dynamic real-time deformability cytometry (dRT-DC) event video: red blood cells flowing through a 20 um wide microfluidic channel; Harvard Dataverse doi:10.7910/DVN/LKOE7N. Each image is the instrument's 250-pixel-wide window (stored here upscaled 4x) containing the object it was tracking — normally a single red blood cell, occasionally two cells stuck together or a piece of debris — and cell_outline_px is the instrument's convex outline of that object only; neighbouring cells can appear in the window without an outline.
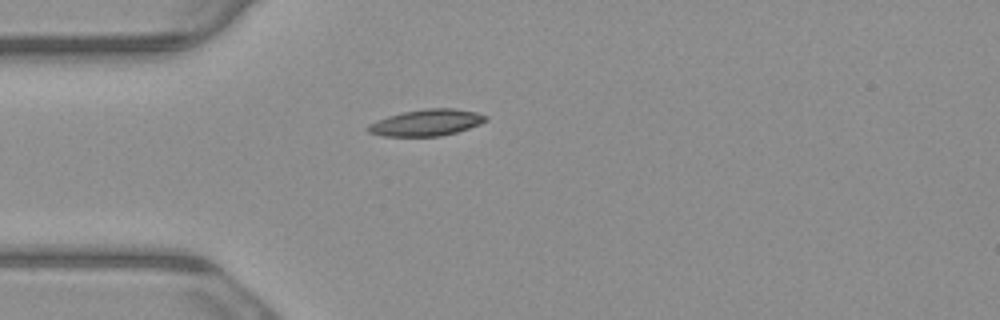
{"species": "common noctule bat (a hibernating species)", "species_latin": "Nyctalus noctula", "temperature_condition": "warm", "stored_images_in_passage": 1, "camera_frame_rate_fps": 3000, "um_per_image_px": 0.085, "animal": {"sex": "male", "body_mass_g": 23.1, "forearm_length_mm": 52.7}, "frame": {"image": 1, "passage_image": 1, "time_ms": 0.0, "image_size_px": [1000, 320], "cell_outline_px": [[488, 120], [480, 124], [456, 132], [440, 136], [384, 136], [368, 132], [364, 128], [368, 124], [376, 120], [388, 116], [404, 112], [424, 108], [452, 108], [476, 112], [488, 116]], "centroid_in_image_um": [36.23, 10.42], "position_along_channel_um": 48.8, "area_um2": 18.21}}